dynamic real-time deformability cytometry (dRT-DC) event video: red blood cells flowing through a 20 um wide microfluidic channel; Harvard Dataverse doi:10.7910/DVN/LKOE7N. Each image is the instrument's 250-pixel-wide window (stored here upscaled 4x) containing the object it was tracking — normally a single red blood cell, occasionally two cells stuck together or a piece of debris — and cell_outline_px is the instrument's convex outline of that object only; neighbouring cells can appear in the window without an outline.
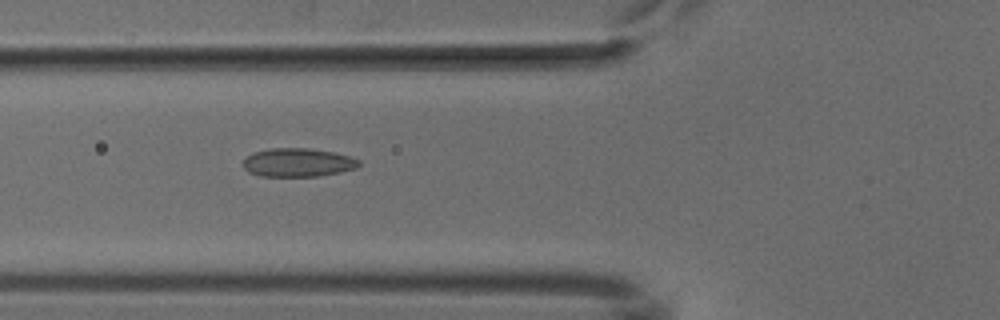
{"species": "common noctule bat (a hibernating species)", "species_latin": "Nyctalus noctula", "temperature_condition": "cold", "stored_images_in_passage": 6, "camera_frame_rate_fps": 3000, "um_per_image_px": 0.085, "animal": {"sex": "male", "body_mass_g": 18.8}, "frame": {"image": 1, "passage_image": 4, "time_ms": 3.333, "image_size_px": [1000, 320], "cell_outline_px": [[360, 164], [356, 168], [340, 172], [316, 176], [260, 176], [248, 172], [244, 168], [244, 160], [252, 152], [268, 148], [308, 148], [332, 152], [352, 156], [360, 160]], "centroid_in_image_um": [25.32, 13.8], "position_along_channel_um": 100.5, "area_um2": 19.31}}
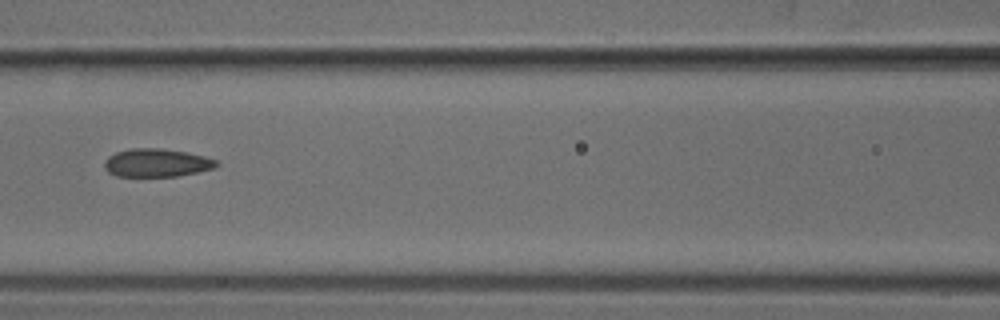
{"frame": {"image": 2, "passage_image": 5, "time_ms": 4.667, "image_size_px": [1000, 320], "cell_outline_px": [[220, 164], [216, 168], [176, 176], [116, 176], [108, 172], [104, 168], [104, 160], [108, 156], [116, 152], [132, 148], [160, 148], [188, 152], [204, 156], [216, 160]], "centroid_in_image_um": [13.31, 13.83], "position_along_channel_um": 153.3, "area_um2": 18.5}}
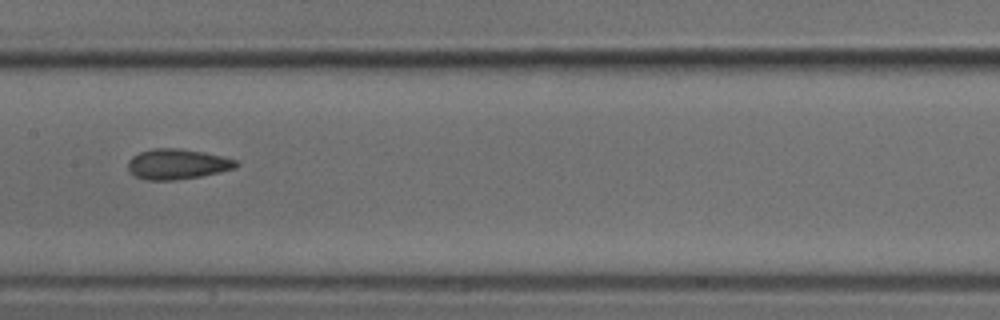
{"frame": {"image": 3, "passage_image": 6, "time_ms": 5.667, "image_size_px": [1000, 320], "cell_outline_px": [[240, 164], [236, 168], [220, 172], [200, 176], [176, 180], [148, 180], [136, 176], [128, 168], [128, 160], [132, 156], [140, 152], [152, 148], [180, 148], [204, 152], [236, 160]], "centroid_in_image_um": [15.08, 13.94], "position_along_channel_um": 192.3, "area_um2": 19.07}}